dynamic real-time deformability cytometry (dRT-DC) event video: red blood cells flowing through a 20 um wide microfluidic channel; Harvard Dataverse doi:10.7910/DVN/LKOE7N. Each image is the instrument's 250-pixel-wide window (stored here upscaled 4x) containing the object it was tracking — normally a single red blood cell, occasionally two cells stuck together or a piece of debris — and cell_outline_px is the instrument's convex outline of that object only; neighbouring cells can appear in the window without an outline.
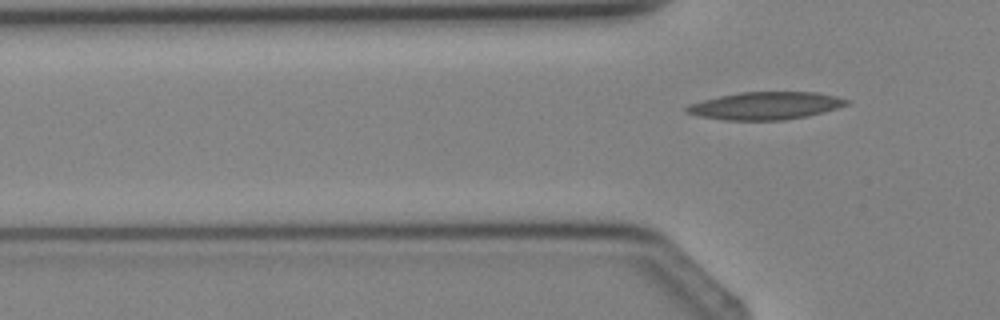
{"species": "Egyptian fruit bat (a non-hibernating species)", "species_latin": "Rousettus aegyptiacus", "temperature_condition": "cold", "stored_images_in_passage": 6, "segment_of_instrument_passage": [2, 2], "camera_frame_rate_fps": 3000, "um_per_image_px": 0.085, "animal": {"sex": "female"}, "frame": {"image": 1, "passage_image": 6, "time_ms": 6.0, "image_size_px": [1000, 320], "cell_outline_px": [[848, 104], [824, 112], [808, 116], [784, 120], [724, 120], [700, 116], [684, 112], [684, 108], [688, 104], [720, 96], [740, 92], [816, 92], [836, 96], [848, 100]], "centroid_in_image_um": [65.05, 8.99], "position_along_channel_um": 60.8, "area_um2": 25.66}}